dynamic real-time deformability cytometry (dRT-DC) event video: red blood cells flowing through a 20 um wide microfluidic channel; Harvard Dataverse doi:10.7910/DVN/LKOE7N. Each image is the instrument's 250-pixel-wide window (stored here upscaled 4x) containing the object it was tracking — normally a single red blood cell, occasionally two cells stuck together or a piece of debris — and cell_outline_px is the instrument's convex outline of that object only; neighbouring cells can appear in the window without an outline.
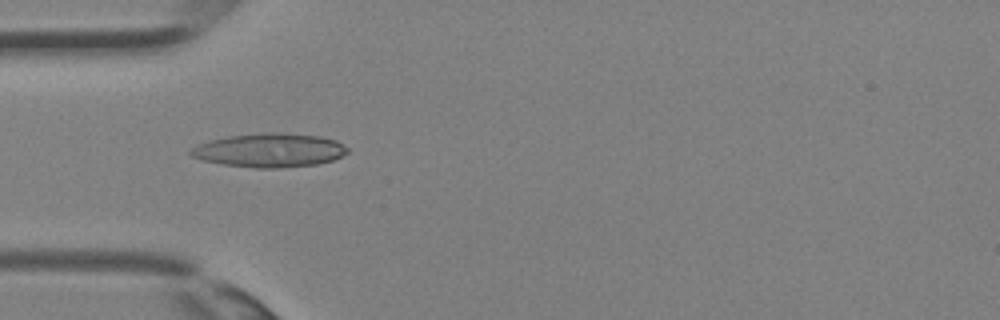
{"species": "Egyptian fruit bat (a non-hibernating species)", "species_latin": "Rousettus aegyptiacus", "temperature_condition": "room temperature", "stored_images_in_passage": 34, "camera_frame_rate_fps": 3000, "um_per_image_px": 0.085, "animal": {"sex": "female"}, "frame": {"image": 1, "passage_image": 10, "time_ms": 3.0, "image_size_px": [1000, 320], "cell_outline_px": [[348, 152], [332, 160], [316, 164], [276, 168], [256, 168], [224, 164], [204, 160], [192, 156], [188, 152], [196, 144], [228, 136], [268, 132], [280, 132], [320, 136], [336, 140], [348, 148]], "centroid_in_image_um": [22.91, 12.76], "position_along_channel_um": 62.1, "area_um2": 30.69}}
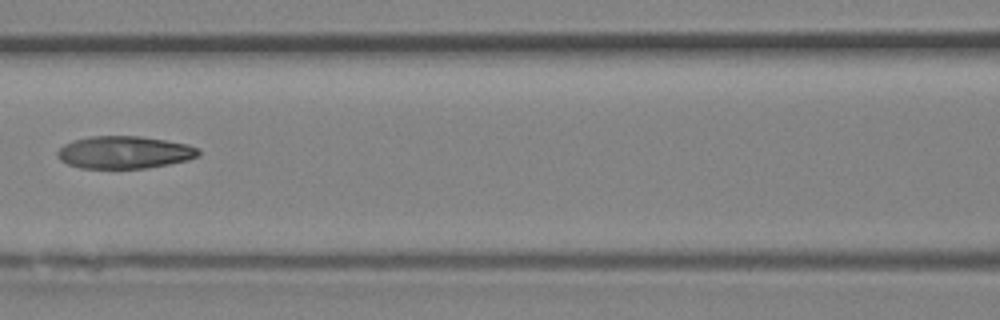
{"frame": {"image": 2, "passage_image": 15, "time_ms": 4.667, "image_size_px": [1000, 320], "cell_outline_px": [[200, 156], [188, 160], [168, 164], [144, 168], [80, 168], [68, 164], [60, 160], [56, 156], [56, 152], [64, 144], [72, 140], [88, 136], [140, 136], [188, 144], [200, 148]], "centroid_in_image_um": [10.57, 12.94], "position_along_channel_um": 156.0, "area_um2": 26.88}}
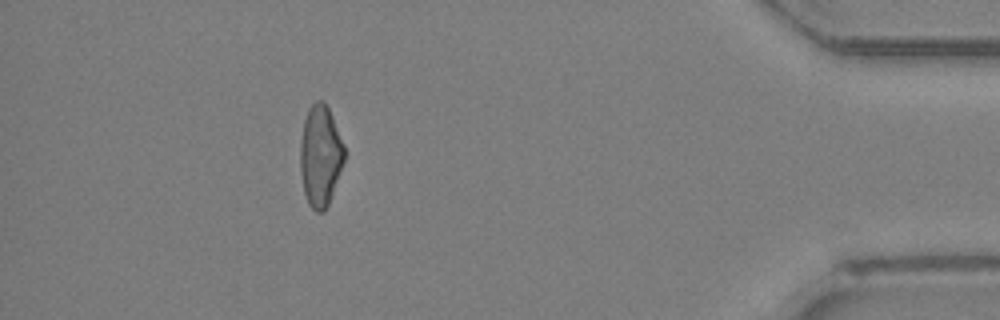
{"frame": {"image": 3, "passage_image": 31, "time_ms": 10.0, "image_size_px": [1000, 320], "cell_outline_px": [[348, 152], [328, 204], [324, 212], [316, 212], [308, 204], [304, 192], [300, 172], [300, 140], [304, 120], [308, 108], [316, 100], [324, 100], [332, 116]], "centroid_in_image_um": [27.24, 13.22], "position_along_channel_um": 408.0, "area_um2": 26.41}}